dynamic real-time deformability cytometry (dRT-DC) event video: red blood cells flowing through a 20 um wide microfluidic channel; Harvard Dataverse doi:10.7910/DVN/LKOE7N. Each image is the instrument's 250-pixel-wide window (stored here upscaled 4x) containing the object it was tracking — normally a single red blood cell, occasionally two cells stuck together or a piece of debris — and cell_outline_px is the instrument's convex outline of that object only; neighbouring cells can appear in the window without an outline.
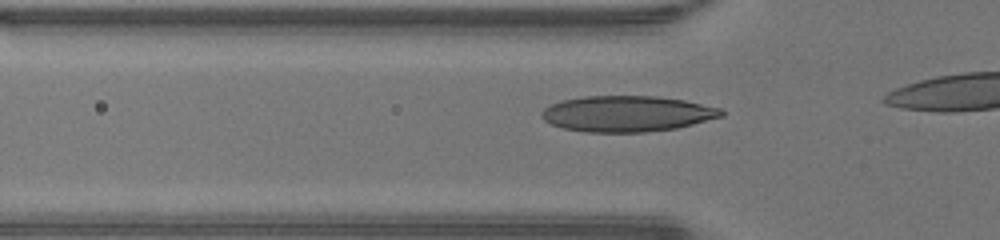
{"species": "human", "species_latin": "Homo sapiens", "temperature_condition": "warm", "stored_images_in_passage": 10, "camera_frame_rate_fps": 3000, "um_per_image_px": 0.085, "donor": {"sex": "male"}, "frame": {"image": 1, "passage_image": 5, "time_ms": 1.333, "image_size_px": [1000, 240], "cell_outline_px": [[724, 116], [676, 128], [644, 132], [584, 132], [564, 128], [552, 124], [544, 120], [540, 116], [540, 112], [544, 108], [560, 100], [584, 96], [656, 96], [684, 100], [720, 108], [724, 112]], "centroid_in_image_um": [53.27, 9.66], "position_along_channel_um": 72.5, "area_um2": 37.57}}
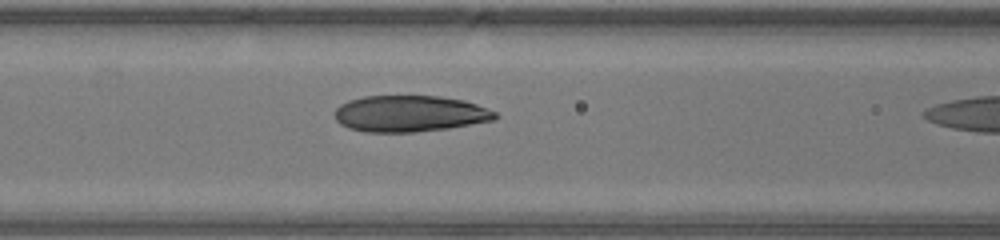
{"frame": {"image": 2, "passage_image": 9, "time_ms": 2.667, "image_size_px": [1000, 240], "cell_outline_px": [[496, 120], [448, 128], [412, 132], [364, 132], [348, 128], [340, 124], [336, 120], [336, 108], [340, 104], [348, 100], [364, 96], [440, 96], [464, 100], [476, 104], [496, 112]], "centroid_in_image_um": [34.81, 9.66], "position_along_channel_um": 131.8, "area_um2": 33.99}}